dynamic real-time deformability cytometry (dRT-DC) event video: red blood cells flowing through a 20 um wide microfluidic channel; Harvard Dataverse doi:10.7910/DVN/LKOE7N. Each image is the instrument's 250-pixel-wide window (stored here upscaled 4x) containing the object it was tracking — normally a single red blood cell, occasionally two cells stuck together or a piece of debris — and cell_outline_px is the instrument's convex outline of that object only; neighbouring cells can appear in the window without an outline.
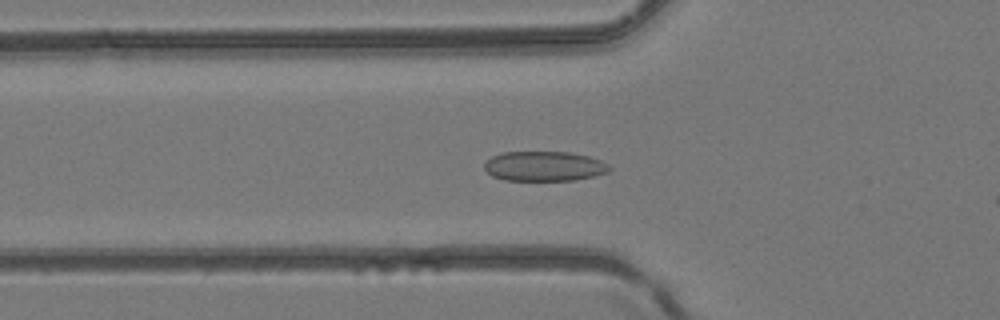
{"species": "common noctule bat (a hibernating species)", "species_latin": "Nyctalus noctula", "temperature_condition": "room temperature", "stored_images_in_passage": 43, "camera_frame_rate_fps": 3000, "um_per_image_px": 0.085, "animal": {"sex": "female", "body_mass_g": 24.6, "forearm_length_mm": 56.2}, "frame": {"image": 1, "passage_image": 12, "time_ms": 3.667, "image_size_px": [1000, 320], "cell_outline_px": [[612, 168], [608, 172], [596, 176], [576, 180], [504, 180], [492, 176], [484, 168], [484, 164], [492, 156], [504, 152], [568, 152], [588, 156], [600, 160], [608, 164]], "centroid_in_image_um": [46.28, 14.13], "position_along_channel_um": 79.5, "area_um2": 21.73}}
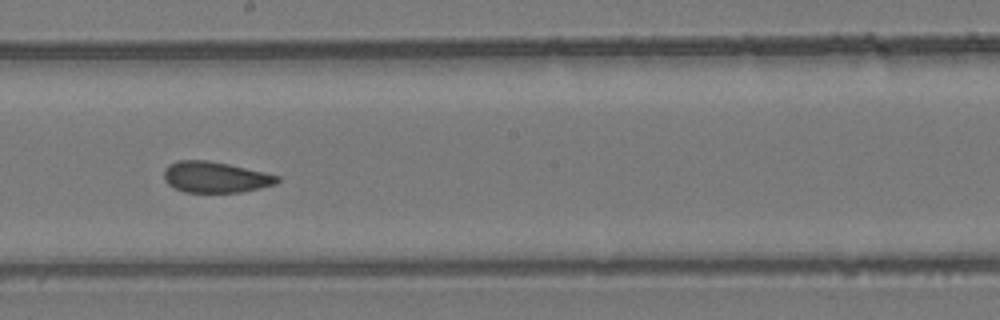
{"frame": {"image": 2, "passage_image": 22, "time_ms": 7.0, "image_size_px": [1000, 320], "cell_outline_px": [[280, 180], [276, 184], [260, 188], [240, 192], [184, 192], [168, 184], [164, 180], [164, 168], [168, 164], [176, 160], [208, 160], [228, 164], [264, 172], [280, 176]], "centroid_in_image_um": [18.29, 15.05], "position_along_channel_um": 229.9, "area_um2": 20.52}}
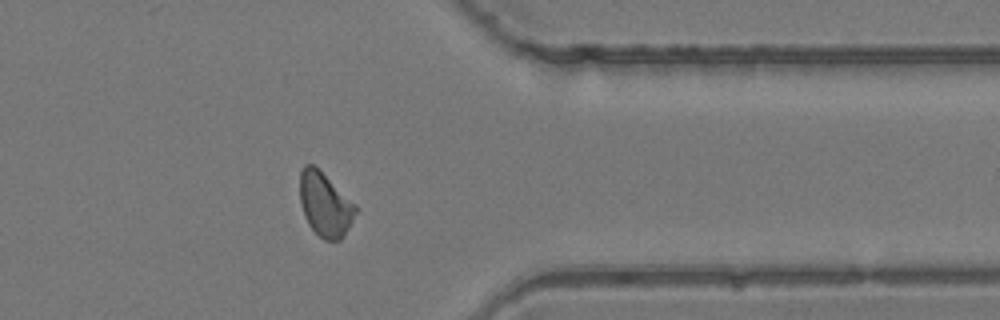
{"frame": {"image": 3, "passage_image": 33, "time_ms": 10.667, "image_size_px": [1000, 320], "cell_outline_px": [[360, 208], [344, 236], [340, 240], [324, 240], [308, 224], [304, 216], [300, 204], [300, 172], [304, 164], [312, 164], [356, 204]], "centroid_in_image_um": [27.64, 17.4], "position_along_channel_um": 383.8, "area_um2": 20.75}}